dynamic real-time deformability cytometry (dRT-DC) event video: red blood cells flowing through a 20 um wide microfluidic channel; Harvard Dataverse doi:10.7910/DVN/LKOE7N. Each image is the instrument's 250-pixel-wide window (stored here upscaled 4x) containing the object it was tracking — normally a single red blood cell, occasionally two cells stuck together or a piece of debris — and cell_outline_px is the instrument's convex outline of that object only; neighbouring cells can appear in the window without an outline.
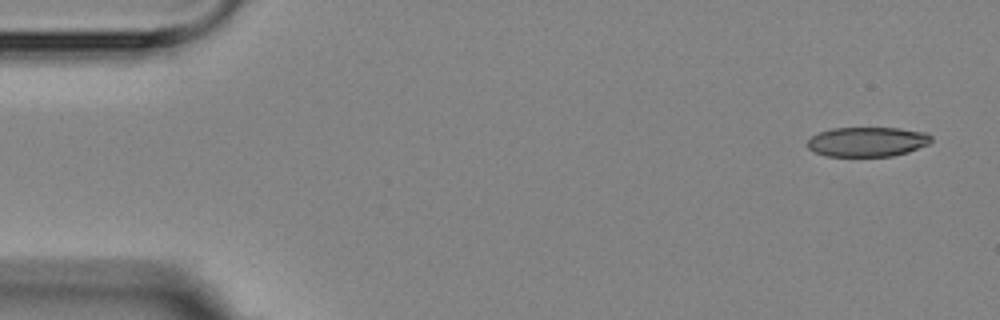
{"species": "Egyptian fruit bat (a non-hibernating species)", "species_latin": "Rousettus aegyptiacus", "temperature_condition": "room temperature", "stored_images_in_passage": 4, "camera_frame_rate_fps": 3000, "um_per_image_px": 0.085, "animal": {"sex": "female"}, "frame": {"image": 1, "passage_image": 1, "time_ms": 0.0, "image_size_px": [1000, 320], "cell_outline_px": [[932, 140], [928, 144], [908, 152], [892, 156], [824, 156], [808, 148], [808, 140], [812, 136], [820, 132], [832, 128], [900, 128], [924, 132], [932, 136]], "centroid_in_image_um": [73.73, 12.05], "position_along_channel_um": 11.3, "area_um2": 21.33}}
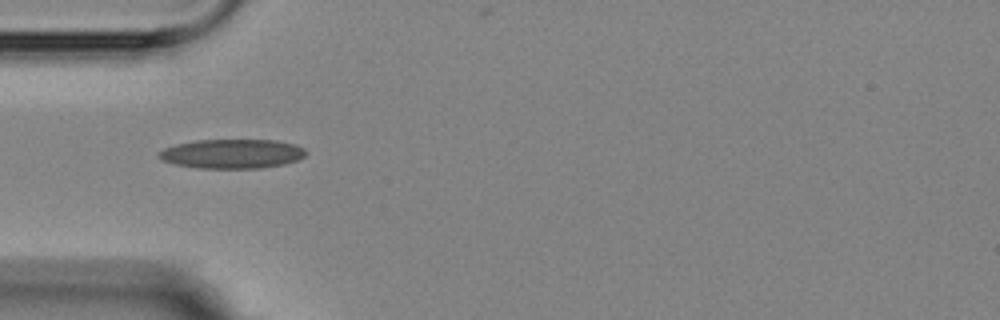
{"frame": {"image": 2, "passage_image": 4, "time_ms": 4.667, "image_size_px": [1000, 320], "cell_outline_px": [[308, 152], [304, 156], [296, 160], [284, 164], [260, 168], [196, 168], [176, 164], [164, 160], [156, 156], [156, 152], [164, 148], [176, 144], [196, 140], [276, 140], [296, 144], [304, 148]], "centroid_in_image_um": [19.72, 13.06], "position_along_channel_um": 65.3, "area_um2": 25.2}}